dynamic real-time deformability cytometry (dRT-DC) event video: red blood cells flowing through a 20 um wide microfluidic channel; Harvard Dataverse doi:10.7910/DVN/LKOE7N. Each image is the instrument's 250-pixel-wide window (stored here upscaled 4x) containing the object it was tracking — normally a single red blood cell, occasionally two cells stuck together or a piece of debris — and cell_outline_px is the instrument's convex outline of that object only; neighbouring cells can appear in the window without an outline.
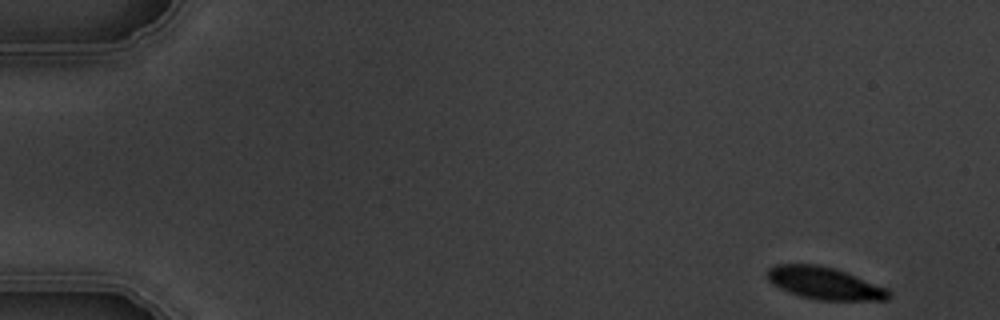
{"species": "common noctule bat (a hibernating species)", "species_latin": "Nyctalus noctula", "temperature_condition": "warm", "stored_images_in_passage": 6, "segment_of_instrument_passage": [1, 2], "camera_frame_rate_fps": 3000, "um_per_image_px": 0.085, "animal": {"sex": "male", "body_mass_g": 19.5, "forearm_length_mm": 54.6}, "frame": {"image": 1, "passage_image": 1, "time_ms": 0.0, "image_size_px": [1000, 320], "cell_outline_px": [[892, 296], [888, 300], [820, 300], [800, 296], [788, 292], [772, 284], [764, 276], [768, 268], [776, 264], [816, 264], [832, 268], [844, 272], [888, 288], [892, 292]], "centroid_in_image_um": [70.07, 24.08], "position_along_channel_um": 14.9, "area_um2": 22.95}}
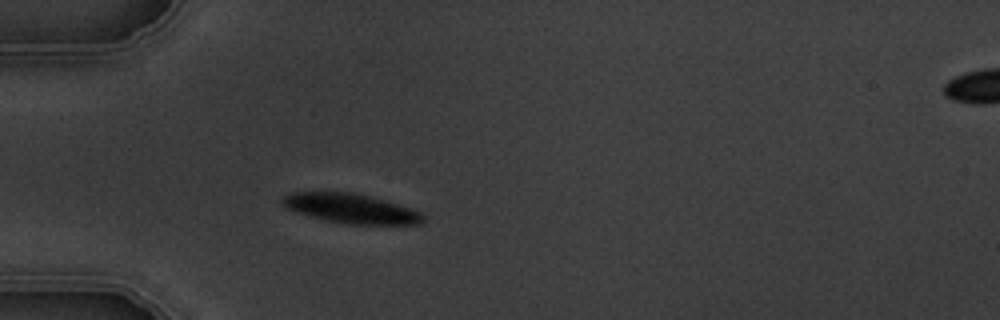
{"frame": {"image": 2, "passage_image": 5, "time_ms": 4.333, "image_size_px": [1000, 320], "cell_outline_px": [[424, 220], [420, 224], [348, 224], [324, 220], [284, 208], [280, 200], [284, 196], [292, 192], [352, 192], [372, 196], [420, 212], [424, 216]], "centroid_in_image_um": [29.78, 17.71], "position_along_channel_um": 55.2, "area_um2": 24.04}}